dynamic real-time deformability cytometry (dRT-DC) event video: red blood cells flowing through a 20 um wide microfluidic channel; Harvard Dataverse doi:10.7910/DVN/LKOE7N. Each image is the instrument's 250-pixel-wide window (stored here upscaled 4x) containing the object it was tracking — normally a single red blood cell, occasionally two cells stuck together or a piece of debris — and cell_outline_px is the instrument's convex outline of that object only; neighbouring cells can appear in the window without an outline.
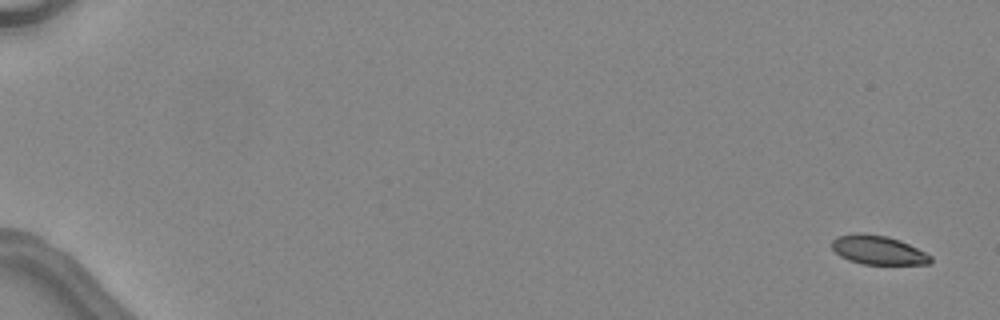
{"species": "common noctule bat (a hibernating species)", "species_latin": "Nyctalus noctula", "temperature_condition": "warm", "stored_images_in_passage": 4, "camera_frame_rate_fps": 3000, "um_per_image_px": 0.085, "animal": {"sex": "female", "body_mass_g": 24.6, "forearm_length_mm": 56.2}, "frame": {"image": 1, "passage_image": 1, "time_ms": 0.0, "image_size_px": [1000, 320], "cell_outline_px": [[932, 260], [928, 264], [864, 264], [848, 260], [840, 256], [832, 248], [832, 240], [836, 236], [856, 232], [860, 232], [888, 236], [900, 240], [932, 256]], "centroid_in_image_um": [74.6, 21.24], "position_along_channel_um": 10.4, "area_um2": 16.7}}
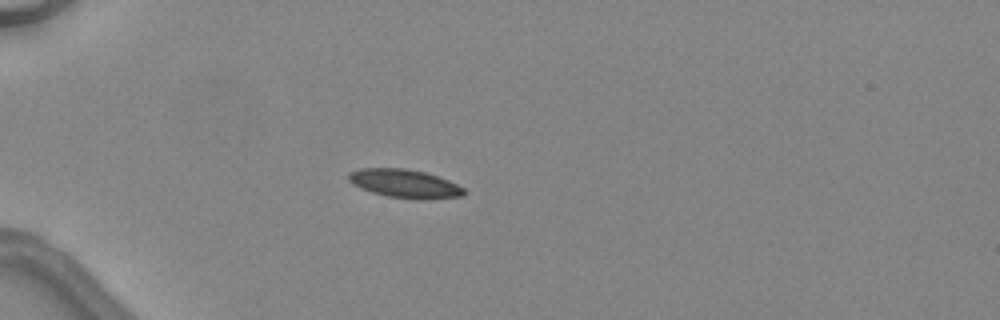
{"frame": {"image": 2, "passage_image": 4, "time_ms": 4.667, "image_size_px": [1000, 320], "cell_outline_px": [[464, 196], [424, 200], [416, 200], [388, 196], [372, 192], [360, 188], [352, 184], [348, 180], [348, 172], [360, 168], [404, 168], [424, 172], [448, 180], [464, 188]], "centroid_in_image_um": [34.37, 15.61], "position_along_channel_um": 50.6, "area_um2": 19.25}}